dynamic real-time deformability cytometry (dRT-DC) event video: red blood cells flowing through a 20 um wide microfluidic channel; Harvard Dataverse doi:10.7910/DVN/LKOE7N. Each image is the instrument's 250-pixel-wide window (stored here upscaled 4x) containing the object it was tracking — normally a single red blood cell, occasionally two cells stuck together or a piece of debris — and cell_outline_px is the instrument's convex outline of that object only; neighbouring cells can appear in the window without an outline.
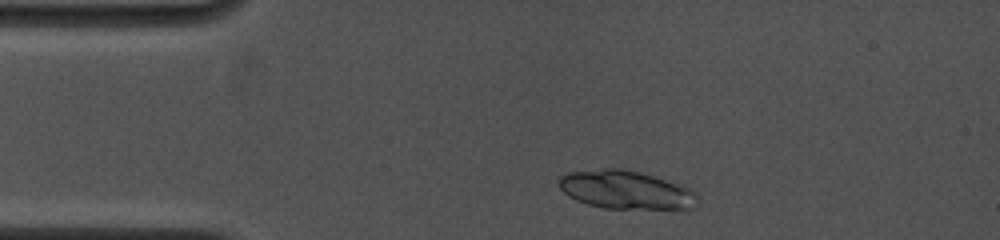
{"species": "common noctule bat (a hibernating species)", "species_latin": "Nyctalus noctula", "temperature_condition": "cold", "stored_images_in_passage": 4, "camera_frame_rate_fps": 4500, "um_per_image_px": 0.085, "animal": {"sex": "female", "body_mass_g": 19.0, "forearm_length_mm": 53.3}, "frame": {"image": 1, "passage_image": 2, "time_ms": 0.667, "image_size_px": [1000, 240], "cell_outline_px": [[700, 200], [692, 208], [604, 208], [588, 204], [576, 200], [568, 196], [560, 188], [556, 180], [560, 176], [568, 172], [604, 168], [624, 168], [640, 172], [684, 184], [696, 192]], "centroid_in_image_um": [53.21, 16.11], "position_along_channel_um": 31.8, "area_um2": 31.33}}